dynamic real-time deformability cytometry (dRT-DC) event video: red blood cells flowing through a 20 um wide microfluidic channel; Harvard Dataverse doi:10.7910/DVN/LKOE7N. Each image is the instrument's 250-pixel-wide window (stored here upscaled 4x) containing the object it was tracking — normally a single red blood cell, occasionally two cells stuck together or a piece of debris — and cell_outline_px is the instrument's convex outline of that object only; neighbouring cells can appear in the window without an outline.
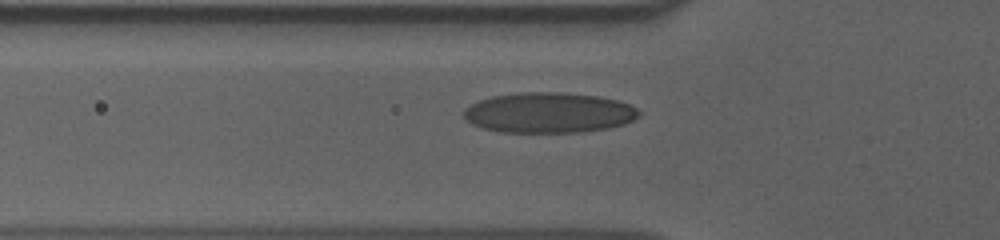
{"species": "human", "species_latin": "Homo sapiens", "temperature_condition": "cold", "stored_images_in_passage": 42, "camera_frame_rate_fps": 3000, "um_per_image_px": 0.085, "donor": {"sex": "male"}, "frame": {"image": 1, "passage_image": 6, "time_ms": 1.667, "image_size_px": [1000, 240], "cell_outline_px": [[640, 116], [624, 124], [608, 128], [584, 132], [500, 132], [484, 128], [472, 124], [464, 116], [464, 108], [480, 100], [492, 96], [520, 92], [560, 92], [596, 96], [616, 100], [628, 104], [636, 108], [640, 112]], "centroid_in_image_um": [46.65, 9.58], "position_along_channel_um": 79.1, "area_um2": 41.1}}
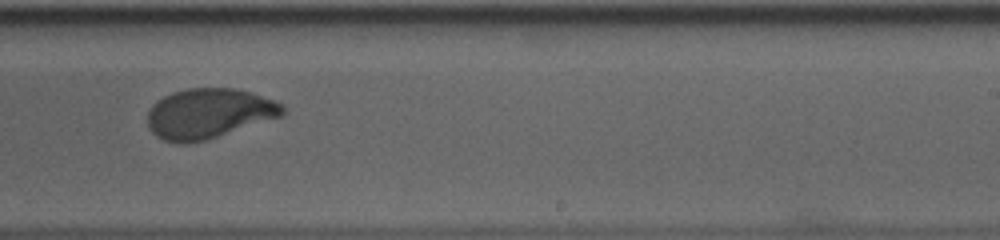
{"frame": {"image": 2, "passage_image": 22, "time_ms": 7.0, "image_size_px": [1000, 240], "cell_outline_px": [[284, 116], [204, 140], [188, 144], [176, 144], [164, 140], [156, 136], [148, 128], [148, 112], [152, 104], [156, 100], [172, 92], [188, 88], [236, 88], [252, 92], [276, 100], [284, 108]], "centroid_in_image_um": [17.74, 9.64], "position_along_channel_um": 271.3, "area_um2": 39.65}}
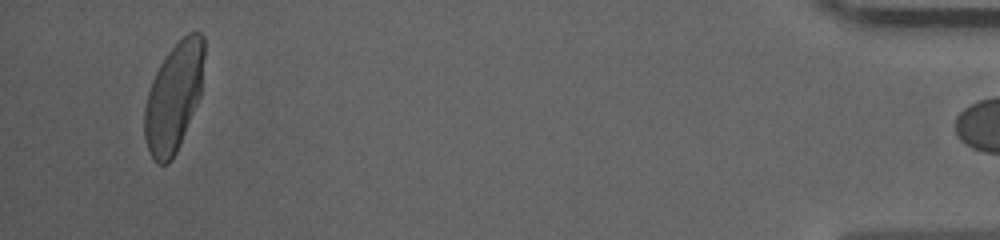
{"frame": {"image": 3, "passage_image": 41, "time_ms": 13.333, "image_size_px": [1000, 240], "cell_outline_px": [[204, 56], [200, 96], [180, 144], [172, 160], [168, 164], [156, 164], [152, 160], [148, 152], [144, 136], [144, 108], [148, 92], [152, 80], [160, 64], [168, 52], [188, 32], [200, 32], [204, 36]], "centroid_in_image_um": [14.75, 8.29], "position_along_channel_um": 420.4, "area_um2": 37.86}}